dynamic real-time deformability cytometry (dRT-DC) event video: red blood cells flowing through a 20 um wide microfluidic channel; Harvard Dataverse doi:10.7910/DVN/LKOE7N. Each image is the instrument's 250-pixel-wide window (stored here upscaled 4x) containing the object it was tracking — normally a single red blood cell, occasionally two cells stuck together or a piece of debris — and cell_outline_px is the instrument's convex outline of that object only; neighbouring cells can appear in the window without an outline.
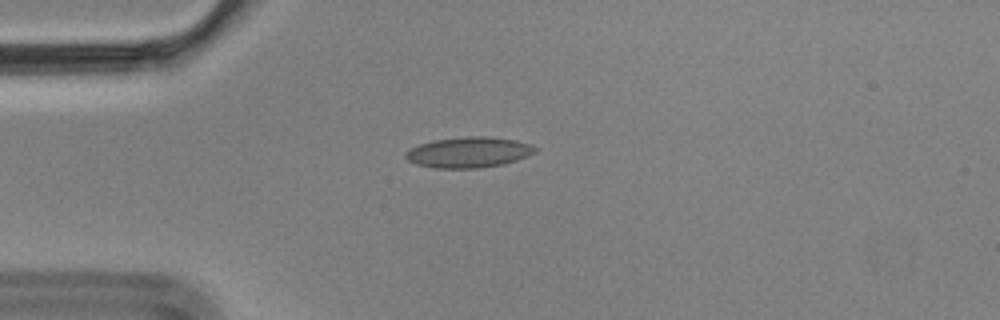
{"species": "Egyptian fruit bat (a non-hibernating species)", "species_latin": "Rousettus aegyptiacus", "temperature_condition": "cold", "stored_images_in_passage": 6, "camera_frame_rate_fps": 3000, "um_per_image_px": 0.085, "animal": {"sex": "male"}, "frame": {"image": 1, "passage_image": 6, "time_ms": 1.667, "image_size_px": [1000, 320], "cell_outline_px": [[540, 148], [536, 152], [528, 156], [504, 164], [480, 168], [436, 168], [416, 164], [408, 160], [404, 156], [404, 152], [408, 148], [432, 140], [468, 136], [488, 136], [516, 140], [532, 144]], "centroid_in_image_um": [39.86, 12.94], "position_along_channel_um": 45.1, "area_um2": 23.47}}